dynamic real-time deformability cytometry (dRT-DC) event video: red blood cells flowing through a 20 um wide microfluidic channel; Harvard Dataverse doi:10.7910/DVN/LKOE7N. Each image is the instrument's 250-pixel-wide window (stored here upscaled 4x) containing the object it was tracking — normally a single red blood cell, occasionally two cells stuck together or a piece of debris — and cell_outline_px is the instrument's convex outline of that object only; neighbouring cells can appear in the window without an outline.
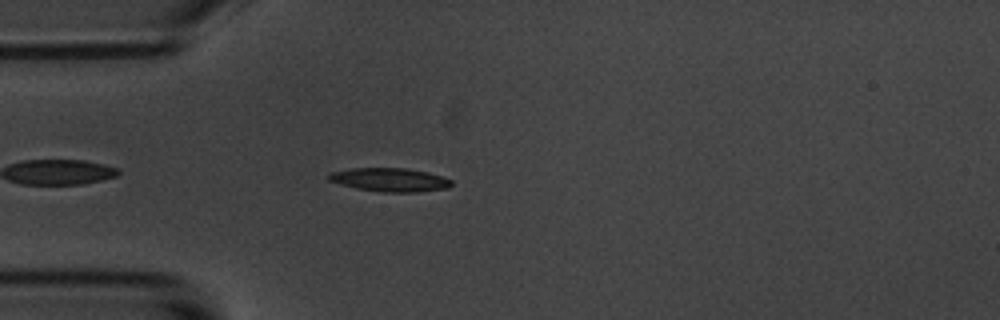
{"species": "common noctule bat (a hibernating species)", "species_latin": "Nyctalus noctula", "temperature_condition": "room temperature", "stored_images_in_passage": 5, "camera_frame_rate_fps": 3000, "um_per_image_px": 0.085, "animal": {"sex": "male", "body_mass_g": 20.1, "forearm_length_mm": 53.5}, "frame": {"image": 1, "passage_image": 5, "time_ms": 4.667, "image_size_px": [1000, 320], "cell_outline_px": [[452, 184], [448, 188], [416, 192], [384, 192], [356, 188], [340, 184], [328, 180], [324, 176], [328, 172], [352, 168], [408, 168], [428, 172], [452, 180]], "centroid_in_image_um": [33.08, 15.27], "position_along_channel_um": 51.9, "area_um2": 16.99}}